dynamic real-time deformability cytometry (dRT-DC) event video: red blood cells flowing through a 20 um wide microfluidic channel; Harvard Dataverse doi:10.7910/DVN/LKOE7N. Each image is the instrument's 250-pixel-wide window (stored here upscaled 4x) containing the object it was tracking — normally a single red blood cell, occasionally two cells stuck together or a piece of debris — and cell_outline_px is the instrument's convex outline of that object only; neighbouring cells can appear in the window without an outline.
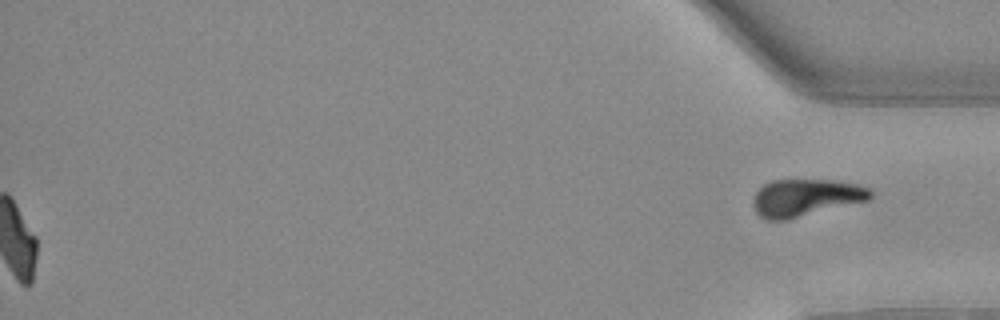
{"species": "Egyptian fruit bat (a non-hibernating species)", "species_latin": "Rousettus aegyptiacus", "temperature_condition": "warm", "stored_images_in_passage": 51, "segment_of_instrument_passage": [2, 2], "camera_frame_rate_fps": 3000, "um_per_image_px": 0.085, "animal": {"sex": "female"}, "frame": {"image": 1, "passage_image": 51, "time_ms": 16.667, "image_size_px": [1000, 320], "cell_outline_px": [[872, 196], [868, 200], [788, 220], [764, 220], [756, 212], [752, 204], [752, 200], [756, 192], [764, 184], [772, 180], [832, 180], [856, 184], [868, 188], [872, 192]], "centroid_in_image_um": [68.44, 16.81], "position_along_channel_um": 366.8, "area_um2": 25.49}}